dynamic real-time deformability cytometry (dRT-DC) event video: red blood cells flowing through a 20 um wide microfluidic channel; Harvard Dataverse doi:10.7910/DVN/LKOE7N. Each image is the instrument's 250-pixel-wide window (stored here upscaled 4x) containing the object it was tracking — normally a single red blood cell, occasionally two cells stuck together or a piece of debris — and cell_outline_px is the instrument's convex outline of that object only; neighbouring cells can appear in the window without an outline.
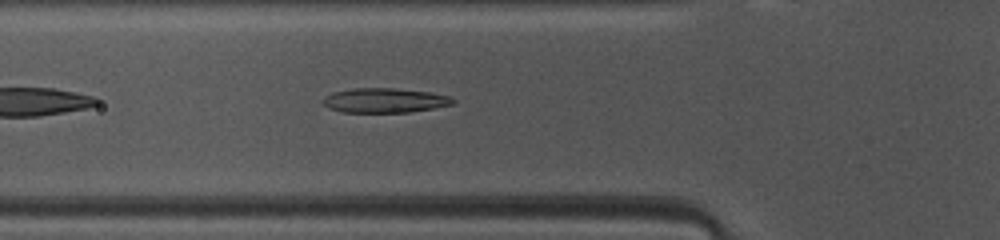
{"species": "common noctule bat (a hibernating species)", "species_latin": "Nyctalus noctula", "temperature_condition": "warm", "stored_images_in_passage": 38, "camera_frame_rate_fps": 3000, "um_per_image_px": 0.085, "animal": {"sex": "female", "body_mass_g": 10.0, "forearm_length_mm": 53.1}, "frame": {"image": 1, "passage_image": 6, "time_ms": 1.667, "image_size_px": [1000, 240], "cell_outline_px": [[456, 100], [452, 104], [432, 108], [408, 112], [340, 112], [328, 108], [324, 104], [324, 96], [332, 92], [352, 88], [392, 88], [428, 92], [452, 96]], "centroid_in_image_um": [32.67, 8.53], "position_along_channel_um": 93.1, "area_um2": 18.55}}
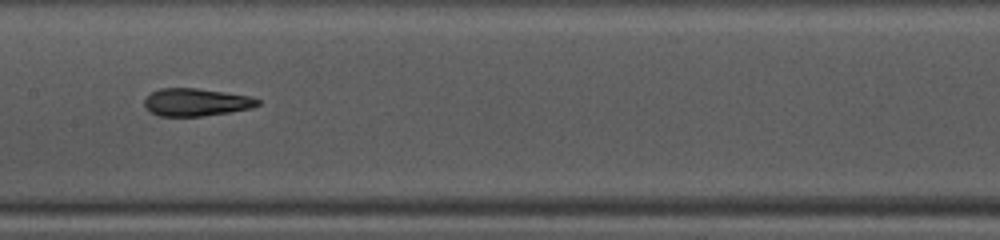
{"frame": {"image": 2, "passage_image": 13, "time_ms": 4.0, "image_size_px": [1000, 240], "cell_outline_px": [[260, 104], [252, 108], [228, 112], [200, 116], [160, 116], [144, 108], [144, 100], [152, 92], [160, 88], [196, 88], [224, 92], [248, 96], [260, 100]], "centroid_in_image_um": [16.65, 8.69], "position_along_channel_um": 190.8, "area_um2": 18.09}}
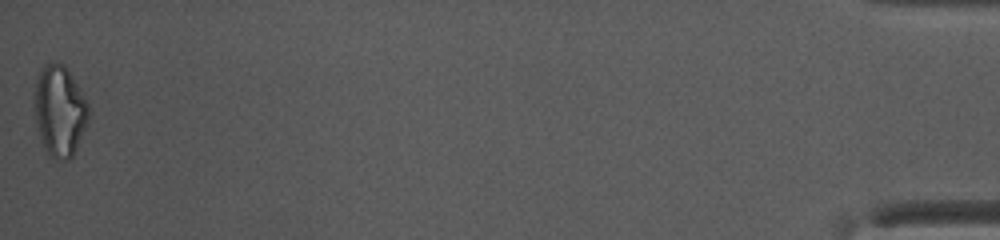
{"frame": {"image": 3, "passage_image": 38, "time_ms": 12.333, "image_size_px": [1000, 240], "cell_outline_px": [[88, 124], [72, 156], [68, 160], [64, 160], [52, 156], [44, 148], [40, 140], [36, 128], [32, 100], [36, 76], [44, 64], [64, 64], [84, 96], [88, 104]], "centroid_in_image_um": [5.02, 9.42], "position_along_channel_um": 430.2, "area_um2": 28.9}, "authors_computed_cell_mechanics": {"area_um2": 18.8428, "velocity_mm_per_s": 4.1378, "shape_relaxation_time_tau1_ms": 4.4998, "shape_relaxation_time_tau2_ms": 2.0121, "deformation_change_tau1": 0.1755, "deformation_change_tau2": 0.0967}}